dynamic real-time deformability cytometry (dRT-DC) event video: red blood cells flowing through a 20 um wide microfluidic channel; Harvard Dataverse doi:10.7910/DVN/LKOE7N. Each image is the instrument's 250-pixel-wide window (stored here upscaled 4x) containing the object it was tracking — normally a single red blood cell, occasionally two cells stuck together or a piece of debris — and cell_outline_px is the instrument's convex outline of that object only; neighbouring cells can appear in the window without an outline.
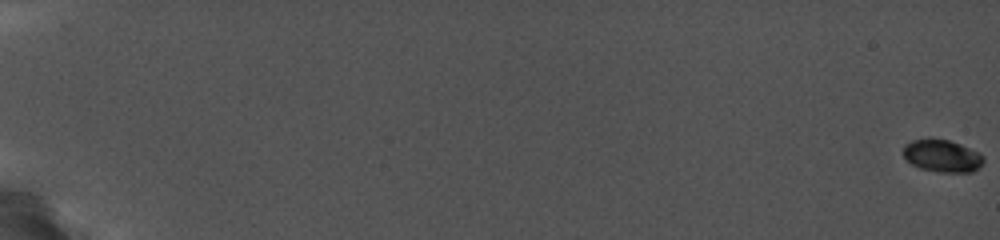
{"species": "common noctule bat (a hibernating species)", "species_latin": "Nyctalus noctula", "temperature_condition": "cold", "stored_images_in_passage": 28, "camera_frame_rate_fps": 5000, "um_per_image_px": 0.085, "animal": {"sex": "female", "body_mass_g": 19.0, "forearm_length_mm": 56.7}, "frame": {"image": 1, "passage_image": 1, "time_ms": 0.0, "image_size_px": [1000, 240], "cell_outline_px": [[984, 160], [976, 168], [968, 172], [948, 172], [924, 168], [912, 164], [904, 156], [904, 144], [912, 140], [928, 136], [932, 136], [948, 140], [960, 144], [976, 152]], "centroid_in_image_um": [80.01, 13.18], "position_along_channel_um": 5.0, "area_um2": 14.8}}
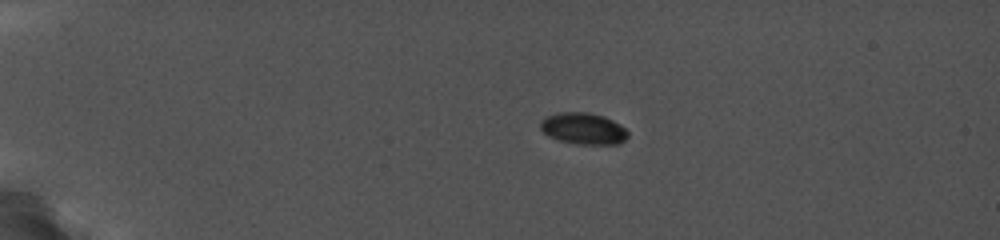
{"frame": {"image": 2, "passage_image": 20, "time_ms": 5.0, "image_size_px": [1000, 240], "cell_outline_px": [[628, 136], [624, 140], [616, 144], [584, 144], [560, 140], [544, 132], [540, 128], [540, 120], [544, 116], [560, 112], [588, 112], [604, 116], [620, 124], [628, 132]], "centroid_in_image_um": [49.58, 10.9], "position_along_channel_um": 35.4, "area_um2": 15.9}}